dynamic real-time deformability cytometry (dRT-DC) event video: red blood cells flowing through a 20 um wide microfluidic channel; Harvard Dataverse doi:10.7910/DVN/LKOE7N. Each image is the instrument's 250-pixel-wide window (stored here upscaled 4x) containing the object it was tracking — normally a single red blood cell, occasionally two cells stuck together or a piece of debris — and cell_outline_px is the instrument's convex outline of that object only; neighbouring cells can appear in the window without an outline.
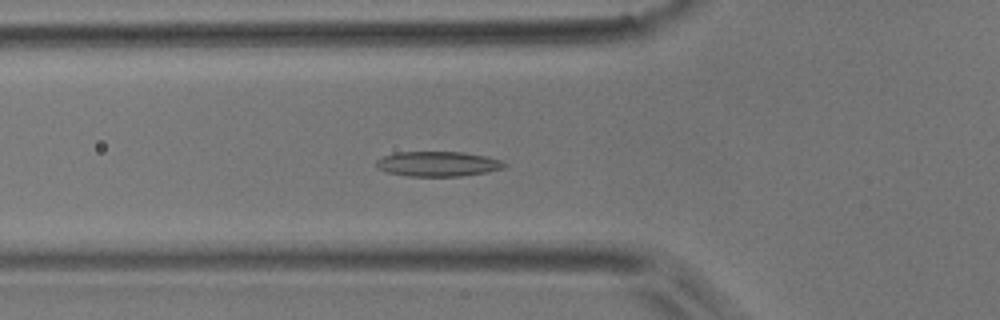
{"species": "common noctule bat (a hibernating species)", "species_latin": "Nyctalus noctula", "temperature_condition": "room temperature", "stored_images_in_passage": 33, "camera_frame_rate_fps": 3000, "um_per_image_px": 0.085, "animal": {"sex": "male", "body_mass_g": 17.9}, "frame": {"image": 1, "passage_image": 9, "time_ms": 2.667, "image_size_px": [1000, 320], "cell_outline_px": [[508, 164], [504, 168], [488, 172], [460, 176], [408, 176], [388, 172], [380, 168], [376, 164], [376, 160], [384, 156], [396, 152], [464, 152], [488, 156], [500, 160]], "centroid_in_image_um": [37.28, 13.92], "position_along_channel_um": 88.5, "area_um2": 18.61}}
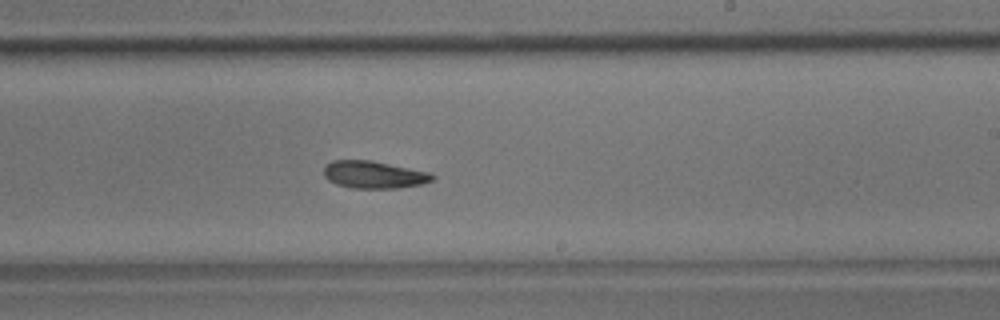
{"frame": {"image": 2, "passage_image": 22, "time_ms": 7.0, "image_size_px": [1000, 320], "cell_outline_px": [[436, 176], [432, 180], [420, 184], [396, 188], [352, 188], [336, 184], [328, 180], [324, 176], [324, 164], [332, 160], [372, 160], [428, 172]], "centroid_in_image_um": [31.72, 14.84], "position_along_channel_um": 257.3, "area_um2": 17.28}}
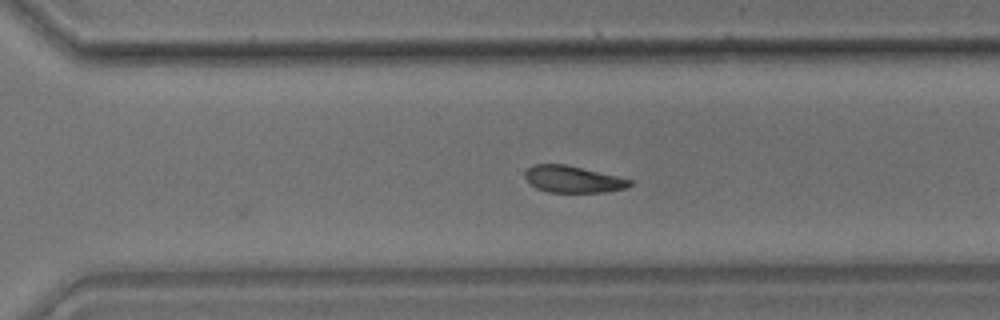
{"frame": {"image": 3, "passage_image": 27, "time_ms": 8.667, "image_size_px": [1000, 320], "cell_outline_px": [[632, 184], [624, 188], [604, 192], [548, 192], [536, 188], [524, 176], [524, 172], [532, 164], [568, 164], [632, 180]], "centroid_in_image_um": [48.67, 15.22], "position_along_channel_um": 321.9, "area_um2": 16.24}, "authors_computed_cell_mechanics": {"area_um2": 17.6868, "velocity_mm_per_s": 3.8835, "shape_relaxation_time_tau1_ms": 6.6544, "shape_relaxation_time_tau2_ms": 7.6518, "deformation_change_tau1": 0.1308, "deformation_change_tau2": 0.1476}}